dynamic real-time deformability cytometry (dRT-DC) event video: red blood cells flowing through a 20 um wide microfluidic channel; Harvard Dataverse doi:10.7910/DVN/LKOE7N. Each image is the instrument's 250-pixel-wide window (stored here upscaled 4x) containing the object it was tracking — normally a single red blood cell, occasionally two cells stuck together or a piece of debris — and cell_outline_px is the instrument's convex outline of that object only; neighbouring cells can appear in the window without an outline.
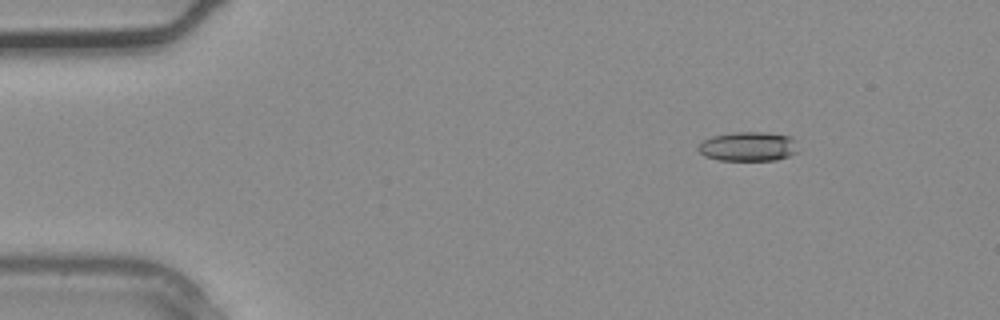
{"species": "common noctule bat (a hibernating species)", "species_latin": "Nyctalus noctula", "temperature_condition": "warm", "stored_images_in_passage": 3, "camera_frame_rate_fps": 3000, "um_per_image_px": 0.085, "animal": {"sex": "male", "body_mass_g": 20.4}, "frame": {"image": 1, "passage_image": 2, "time_ms": 0.333, "image_size_px": [1000, 320], "cell_outline_px": [[796, 152], [788, 156], [776, 160], [716, 160], [704, 156], [696, 148], [704, 140], [712, 136], [732, 132], [764, 132], [788, 136], [792, 140]], "centroid_in_image_um": [63.51, 12.46], "position_along_channel_um": 21.5, "area_um2": 16.82}}